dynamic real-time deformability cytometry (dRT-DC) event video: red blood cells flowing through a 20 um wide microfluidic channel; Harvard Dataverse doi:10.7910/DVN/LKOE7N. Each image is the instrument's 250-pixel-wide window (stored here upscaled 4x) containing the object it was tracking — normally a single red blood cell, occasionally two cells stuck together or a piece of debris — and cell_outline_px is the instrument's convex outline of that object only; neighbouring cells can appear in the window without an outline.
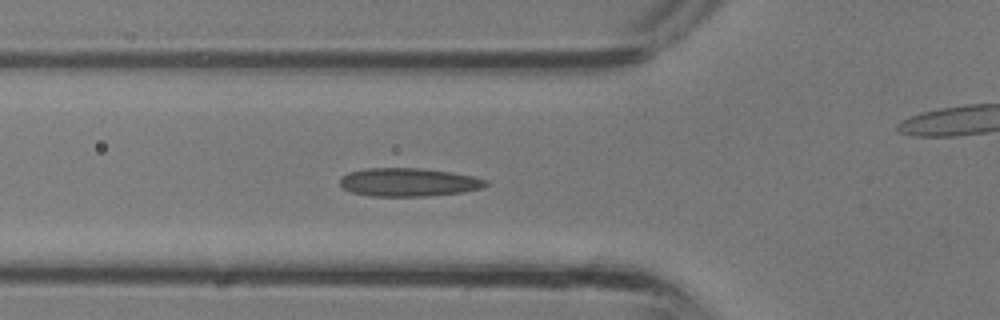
{"species": "common noctule bat (a hibernating species)", "species_latin": "Nyctalus noctula", "temperature_condition": "room temperature", "stored_images_in_passage": 28, "camera_frame_rate_fps": 3000, "um_per_image_px": 0.085, "animal": {"sex": "male", "body_mass_g": 13.3}, "frame": {"image": 1, "passage_image": 5, "time_ms": 1.333, "image_size_px": [1000, 320], "cell_outline_px": [[488, 184], [484, 188], [460, 192], [428, 196], [372, 196], [352, 192], [344, 188], [340, 184], [340, 176], [348, 172], [364, 168], [420, 168], [452, 172], [472, 176], [488, 180]], "centroid_in_image_um": [34.72, 15.48], "position_along_channel_um": 91.1, "area_um2": 24.16}}
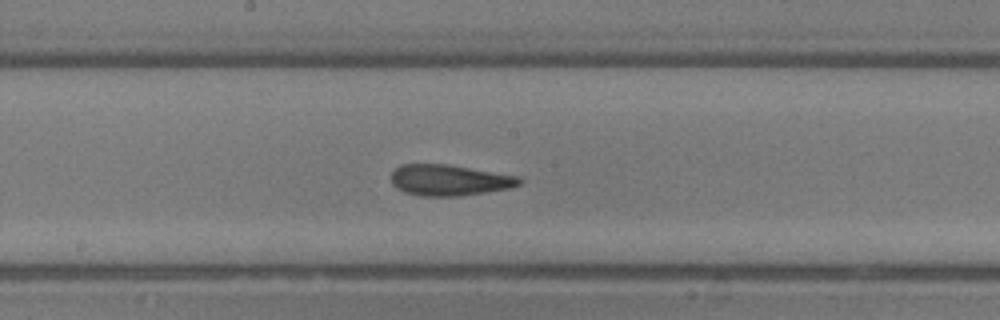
{"frame": {"image": 2, "passage_image": 11, "time_ms": 3.333, "image_size_px": [1000, 320], "cell_outline_px": [[524, 180], [520, 184], [512, 188], [460, 196], [420, 196], [404, 192], [396, 188], [392, 184], [392, 172], [400, 164], [448, 164], [520, 176]], "centroid_in_image_um": [38.22, 15.31], "position_along_channel_um": 210.0, "area_um2": 23.41}}
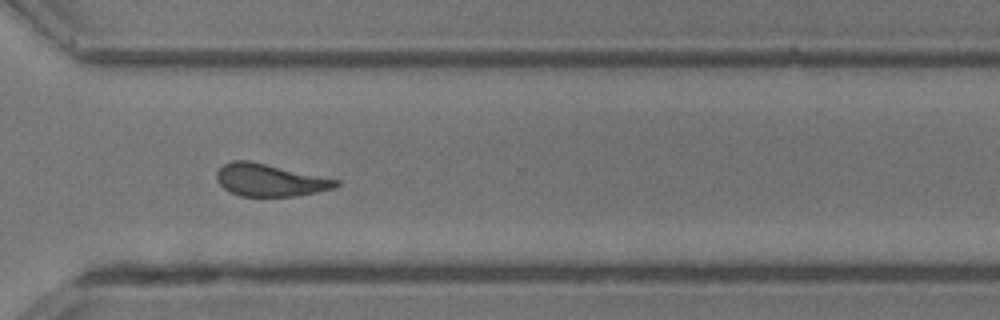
{"frame": {"image": 3, "passage_image": 18, "time_ms": 5.667, "image_size_px": [1000, 320], "cell_outline_px": [[340, 184], [332, 188], [316, 192], [296, 196], [240, 196], [224, 188], [216, 180], [216, 172], [224, 164], [232, 160], [248, 160], [340, 180]], "centroid_in_image_um": [22.92, 15.3], "position_along_channel_um": 347.7, "area_um2": 22.31}}